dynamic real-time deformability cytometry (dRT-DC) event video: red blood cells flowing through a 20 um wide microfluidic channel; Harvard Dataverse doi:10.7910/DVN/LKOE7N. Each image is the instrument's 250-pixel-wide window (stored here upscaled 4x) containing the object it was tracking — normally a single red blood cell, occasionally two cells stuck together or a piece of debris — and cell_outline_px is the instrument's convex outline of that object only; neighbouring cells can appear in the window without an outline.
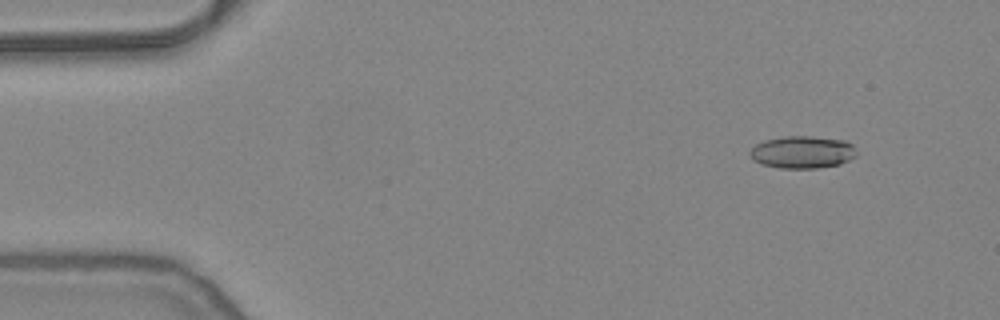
{"species": "common noctule bat (a hibernating species)", "species_latin": "Nyctalus noctula", "temperature_condition": "warm", "stored_images_in_passage": 24, "camera_frame_rate_fps": 3000, "um_per_image_px": 0.085, "animal": {"sex": "female", "body_mass_g": 24.6, "forearm_length_mm": 56.2}, "frame": {"image": 1, "passage_image": 6, "time_ms": 1.667, "image_size_px": [1000, 320], "cell_outline_px": [[856, 156], [840, 164], [816, 168], [780, 168], [764, 164], [752, 160], [748, 152], [756, 144], [764, 140], [784, 136], [812, 136], [844, 140], [852, 144], [856, 152]], "centroid_in_image_um": [68.19, 12.92], "position_along_channel_um": 16.8, "area_um2": 20.11}}
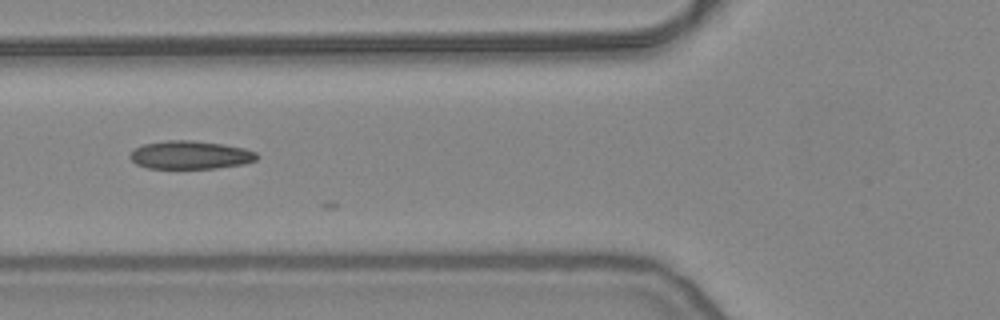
{"frame": {"image": 2, "passage_image": 21, "time_ms": 6.667, "image_size_px": [1000, 320], "cell_outline_px": [[260, 156], [256, 160], [244, 164], [216, 168], [148, 168], [136, 164], [128, 156], [136, 148], [144, 144], [168, 140], [192, 140], [224, 144], [244, 148], [256, 152]], "centroid_in_image_um": [16.21, 13.17], "position_along_channel_um": 109.6, "area_um2": 20.87}}